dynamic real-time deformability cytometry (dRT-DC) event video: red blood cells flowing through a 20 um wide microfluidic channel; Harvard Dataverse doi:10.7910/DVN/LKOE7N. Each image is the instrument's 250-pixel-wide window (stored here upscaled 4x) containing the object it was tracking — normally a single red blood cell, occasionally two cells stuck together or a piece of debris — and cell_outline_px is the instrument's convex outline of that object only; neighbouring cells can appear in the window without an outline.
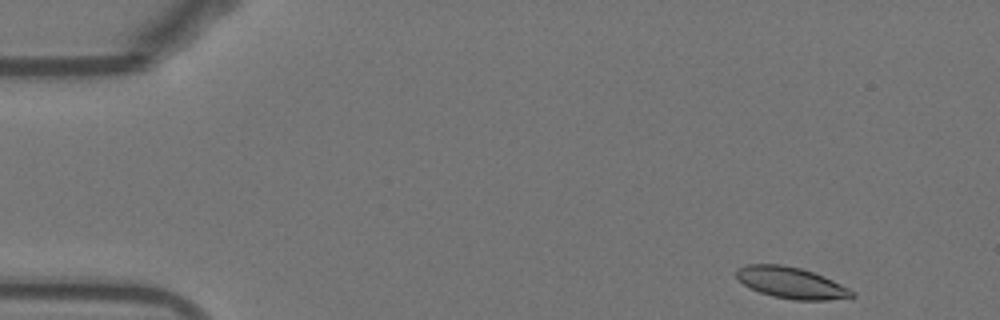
{"species": "Egyptian fruit bat (a non-hibernating species)", "species_latin": "Rousettus aegyptiacus", "temperature_condition": "warm", "stored_images_in_passage": 49, "camera_frame_rate_fps": 3000, "um_per_image_px": 0.085, "animal": {"sex": "female"}, "frame": {"image": 1, "passage_image": 1, "time_ms": 0.0, "image_size_px": [1000, 320], "cell_outline_px": [[856, 296], [828, 300], [792, 300], [772, 296], [760, 292], [744, 284], [736, 276], [736, 268], [748, 264], [780, 264], [800, 268], [824, 276], [856, 292]], "centroid_in_image_um": [67.25, 24.04], "position_along_channel_um": 17.7, "area_um2": 20.98}}
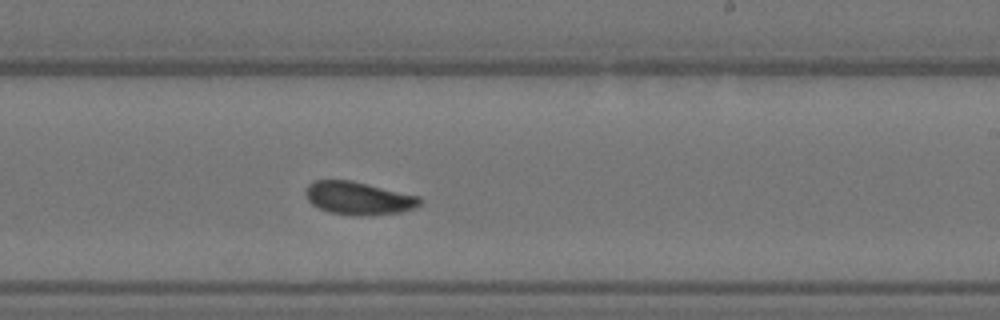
{"frame": {"image": 2, "passage_image": 28, "time_ms": 9.0, "image_size_px": [1000, 320], "cell_outline_px": [[424, 200], [420, 204], [412, 208], [400, 212], [360, 216], [356, 216], [328, 212], [312, 204], [308, 200], [304, 192], [308, 184], [312, 180], [352, 180], [420, 196]], "centroid_in_image_um": [30.46, 16.83], "position_along_channel_um": 258.5, "area_um2": 22.08}}
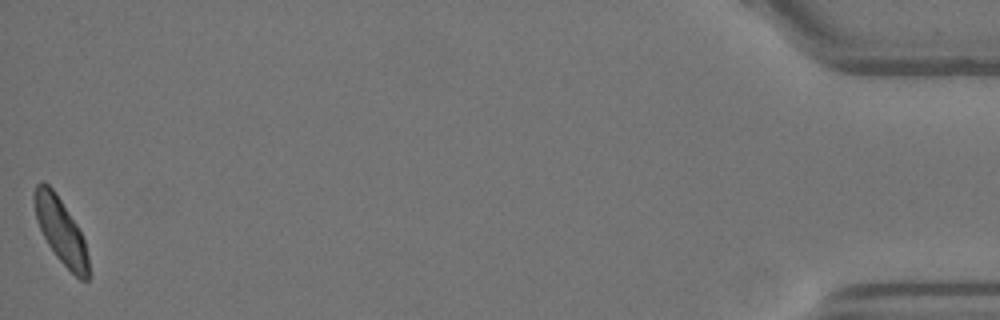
{"frame": {"image": 3, "passage_image": 49, "time_ms": 16.0, "image_size_px": [1000, 320], "cell_outline_px": [[88, 280], [80, 280], [56, 256], [48, 244], [36, 220], [32, 196], [32, 192], [36, 184], [40, 180], [44, 180], [52, 188], [76, 224], [84, 240], [88, 256]], "centroid_in_image_um": [5.12, 19.56], "position_along_channel_um": 430.1, "area_um2": 20.4}, "authors_computed_cell_mechanics": {"area_um2": 21.2704, "velocity_mm_per_s": 3.8044, "shape_relaxation_time_tau1_ms": 10.8709, "shape_relaxation_time_tau2_ms": 3.7453, "deformation_change_tau1": 0.2098, "deformation_change_tau2": 0.0908}}